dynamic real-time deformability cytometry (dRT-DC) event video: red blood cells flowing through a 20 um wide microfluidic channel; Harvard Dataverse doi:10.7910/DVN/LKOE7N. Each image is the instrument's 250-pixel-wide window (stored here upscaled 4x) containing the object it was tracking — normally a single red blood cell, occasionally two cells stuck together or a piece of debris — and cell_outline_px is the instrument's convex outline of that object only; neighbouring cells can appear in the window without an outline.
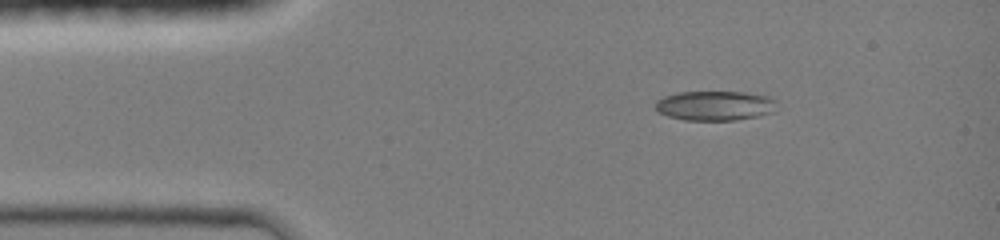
{"species": "common noctule bat (a hibernating species)", "species_latin": "Nyctalus noctula", "temperature_condition": "room temperature", "stored_images_in_passage": 3, "camera_frame_rate_fps": 3000, "um_per_image_px": 0.085, "animal": {"sex": "female", "body_mass_g": 19.0, "forearm_length_mm": 51.5}, "frame": {"image": 1, "passage_image": 1, "time_ms": 0.0, "image_size_px": [1000, 240], "cell_outline_px": [[776, 112], [736, 120], [684, 120], [668, 116], [660, 112], [656, 108], [656, 100], [664, 96], [680, 92], [744, 92], [768, 96], [776, 100]], "centroid_in_image_um": [60.81, 8.98], "position_along_channel_um": 24.2, "area_um2": 20.98}}
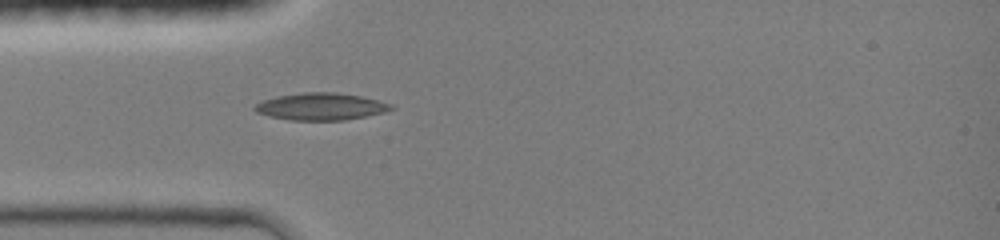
{"frame": {"image": 2, "passage_image": 3, "time_ms": 2.0, "image_size_px": [1000, 240], "cell_outline_px": [[396, 108], [384, 112], [344, 120], [292, 120], [268, 116], [256, 112], [252, 108], [256, 104], [264, 100], [276, 96], [304, 92], [336, 92], [360, 96], [380, 100], [392, 104]], "centroid_in_image_um": [27.28, 9.05], "position_along_channel_um": 57.7, "area_um2": 21.56}}